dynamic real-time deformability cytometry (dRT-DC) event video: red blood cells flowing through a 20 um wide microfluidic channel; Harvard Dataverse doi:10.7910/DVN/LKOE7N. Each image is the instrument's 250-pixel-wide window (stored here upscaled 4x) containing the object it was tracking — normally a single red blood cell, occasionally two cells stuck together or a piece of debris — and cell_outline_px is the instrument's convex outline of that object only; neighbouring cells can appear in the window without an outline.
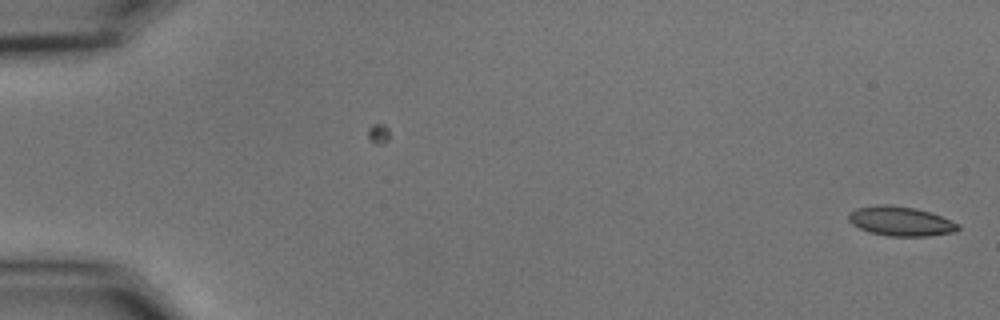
{"species": "common noctule bat (a hibernating species)", "species_latin": "Nyctalus noctula", "temperature_condition": "cold", "stored_images_in_passage": 55, "camera_frame_rate_fps": 3000, "um_per_image_px": 0.085, "animal": {"sex": "male", "body_mass_g": 15.6}, "frame": {"image": 1, "passage_image": 1, "time_ms": 0.0, "image_size_px": [1000, 320], "cell_outline_px": [[960, 228], [952, 232], [928, 236], [888, 236], [868, 232], [852, 224], [848, 220], [848, 212], [856, 208], [876, 204], [892, 204], [916, 208], [932, 212], [960, 224]], "centroid_in_image_um": [76.53, 18.78], "position_along_channel_um": 8.5, "area_um2": 19.07}}
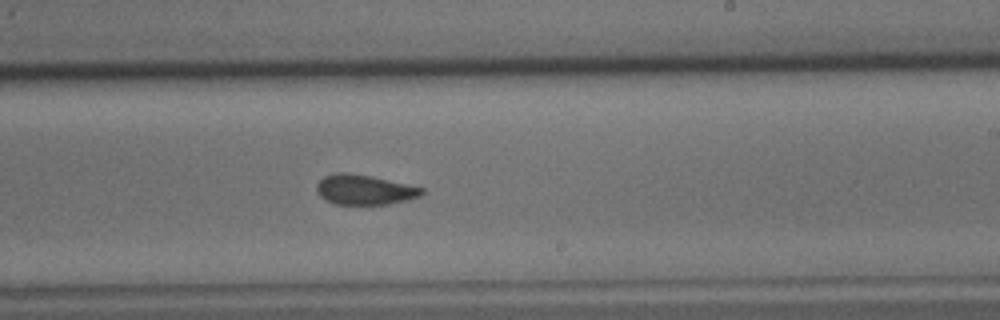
{"frame": {"image": 2, "passage_image": 34, "time_ms": 11.0, "image_size_px": [1000, 320], "cell_outline_px": [[424, 192], [420, 196], [388, 204], [336, 204], [320, 196], [316, 192], [316, 184], [324, 176], [336, 172], [348, 172], [372, 176], [424, 188]], "centroid_in_image_um": [30.95, 16.11], "position_along_channel_um": 258.1, "area_um2": 18.26}}
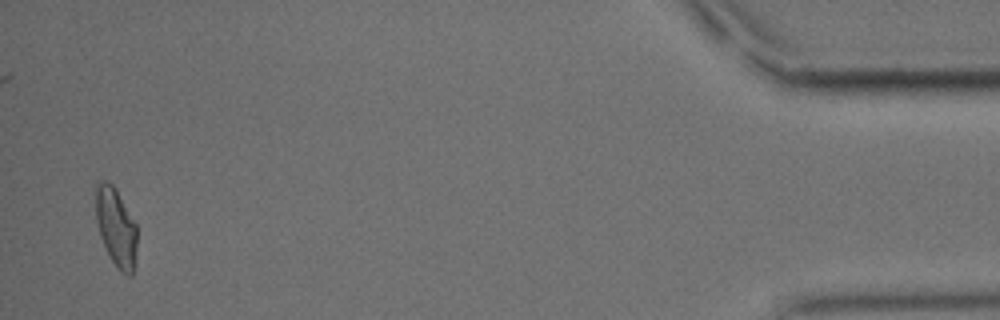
{"frame": {"image": 3, "passage_image": 54, "time_ms": 17.667, "image_size_px": [1000, 320], "cell_outline_px": [[136, 248], [132, 276], [128, 276], [120, 272], [116, 268], [100, 236], [96, 220], [96, 180], [108, 180], [116, 188], [136, 224]], "centroid_in_image_um": [9.85, 19.28], "position_along_channel_um": 425.3, "area_um2": 18.9}, "authors_computed_cell_mechanics": {"area_um2": 18.9006, "velocity_mm_per_s": 3.6652, "shape_relaxation_time_tau1_ms": 4.4276, "shape_relaxation_time_tau2_ms": 1.6488, "deformation_change_tau1": 0.1339, "deformation_change_tau2": 0.0815}}